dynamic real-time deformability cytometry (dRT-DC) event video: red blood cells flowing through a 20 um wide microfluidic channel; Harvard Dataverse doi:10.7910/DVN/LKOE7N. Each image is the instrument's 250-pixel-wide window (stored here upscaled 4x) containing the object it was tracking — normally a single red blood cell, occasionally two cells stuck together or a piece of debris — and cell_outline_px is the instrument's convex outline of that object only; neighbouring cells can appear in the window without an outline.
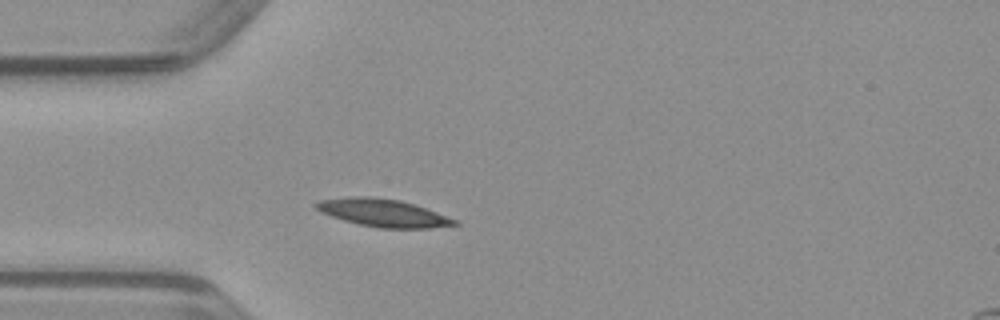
{"species": "common noctule bat (a hibernating species)", "species_latin": "Nyctalus noctula", "temperature_condition": "warm", "stored_images_in_passage": 37, "camera_frame_rate_fps": 3000, "um_per_image_px": 0.085, "animal": {"sex": "male", "body_mass_g": 23.1, "forearm_length_mm": 52.7}, "frame": {"image": 1, "passage_image": 1, "time_ms": 0.0, "image_size_px": [1000, 320], "cell_outline_px": [[460, 224], [428, 228], [376, 228], [344, 220], [320, 212], [312, 204], [320, 200], [348, 196], [372, 196], [400, 200], [416, 204], [460, 220]], "centroid_in_image_um": [32.59, 18.08], "position_along_channel_um": 52.4, "area_um2": 22.66}}
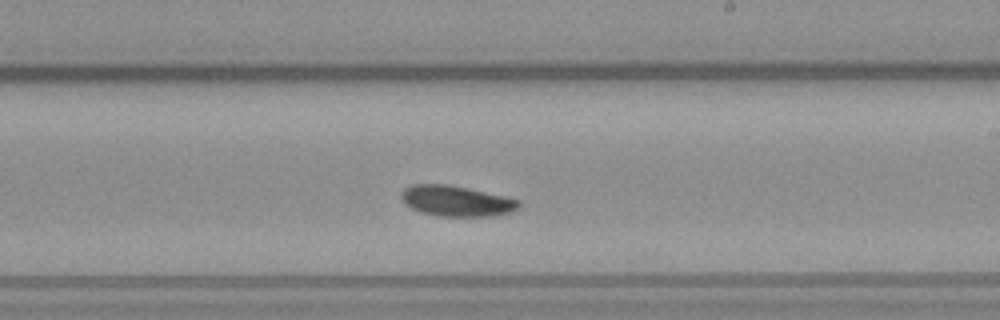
{"frame": {"image": 2, "passage_image": 16, "time_ms": 5.0, "image_size_px": [1000, 320], "cell_outline_px": [[520, 204], [512, 212], [492, 216], [436, 216], [420, 212], [404, 204], [400, 196], [400, 192], [404, 188], [412, 184], [448, 184], [468, 188], [504, 196], [520, 200]], "centroid_in_image_um": [38.75, 17.08], "position_along_channel_um": 250.3, "area_um2": 21.1}}
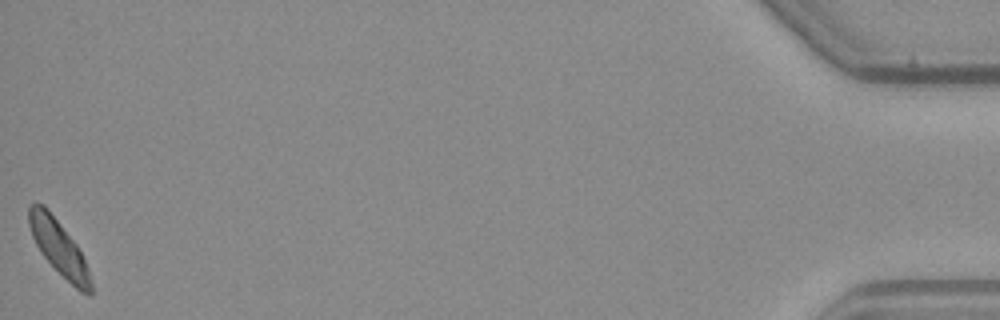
{"frame": {"image": 3, "passage_image": 37, "time_ms": 12.0, "image_size_px": [1000, 320], "cell_outline_px": [[92, 296], [88, 296], [80, 292], [40, 252], [32, 236], [28, 224], [28, 204], [36, 200], [44, 204], [48, 208], [76, 244], [88, 268], [92, 284]], "centroid_in_image_um": [4.98, 20.99], "position_along_channel_um": 430.2, "area_um2": 19.71}}